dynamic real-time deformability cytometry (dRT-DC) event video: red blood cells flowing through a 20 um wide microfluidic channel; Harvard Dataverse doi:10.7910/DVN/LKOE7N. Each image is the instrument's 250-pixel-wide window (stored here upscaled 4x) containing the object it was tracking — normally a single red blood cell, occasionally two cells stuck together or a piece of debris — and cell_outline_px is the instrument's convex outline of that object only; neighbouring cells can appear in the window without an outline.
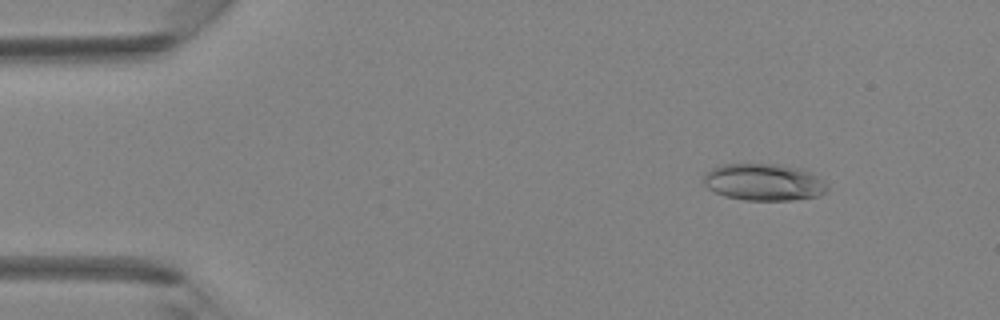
{"species": "Egyptian fruit bat (a non-hibernating species)", "species_latin": "Rousettus aegyptiacus", "temperature_condition": "room temperature", "stored_images_in_passage": 40, "camera_frame_rate_fps": 3000, "um_per_image_px": 0.085, "animal": {"sex": "female"}, "frame": {"image": 1, "passage_image": 3, "time_ms": 0.667, "image_size_px": [1000, 320], "cell_outline_px": [[828, 188], [820, 196], [792, 200], [744, 200], [724, 196], [708, 188], [704, 184], [704, 172], [712, 168], [724, 164], [780, 164], [804, 168], [828, 184]], "centroid_in_image_um": [64.94, 15.48], "position_along_channel_um": 20.1, "area_um2": 26.82}}
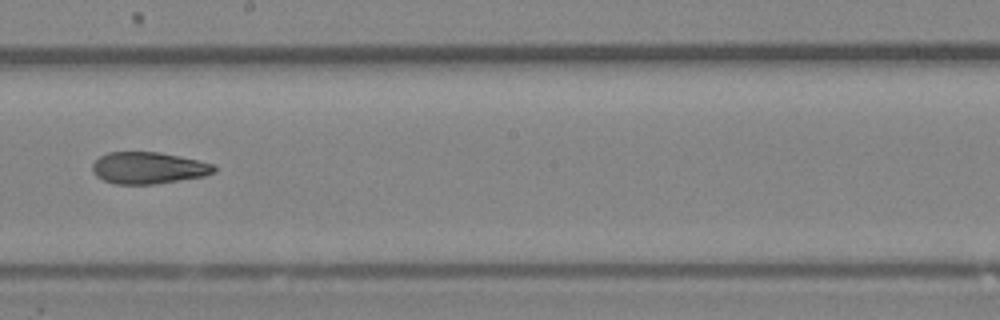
{"frame": {"image": 2, "passage_image": 22, "time_ms": 7.0, "image_size_px": [1000, 320], "cell_outline_px": [[216, 172], [204, 176], [152, 184], [116, 184], [104, 180], [96, 176], [92, 172], [92, 164], [100, 156], [108, 152], [160, 152], [180, 156], [216, 164]], "centroid_in_image_um": [12.62, 14.26], "position_along_channel_um": 235.6, "area_um2": 22.54}}
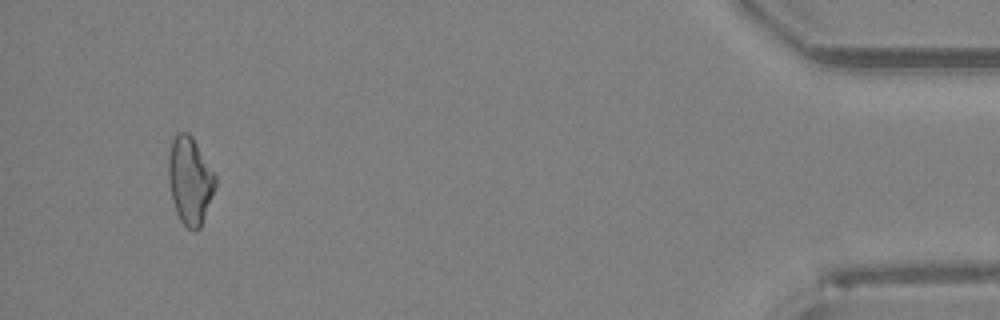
{"frame": {"image": 3, "passage_image": 38, "time_ms": 12.333, "image_size_px": [1000, 320], "cell_outline_px": [[216, 184], [200, 228], [196, 232], [192, 232], [180, 220], [176, 212], [172, 200], [168, 180], [168, 156], [172, 140], [180, 132], [188, 132], [192, 136], [216, 176]], "centroid_in_image_um": [16.13, 15.36], "position_along_channel_um": 419.1, "area_um2": 23.76}}